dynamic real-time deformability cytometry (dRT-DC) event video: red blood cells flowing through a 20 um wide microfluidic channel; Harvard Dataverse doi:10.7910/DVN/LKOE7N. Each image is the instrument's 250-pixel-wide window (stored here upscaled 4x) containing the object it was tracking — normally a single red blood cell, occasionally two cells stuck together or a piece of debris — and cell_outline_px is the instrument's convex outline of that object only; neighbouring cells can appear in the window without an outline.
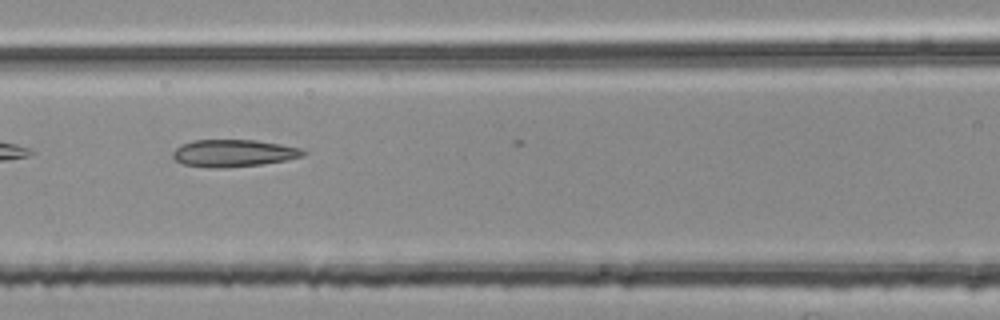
{"species": "common noctule bat (a hibernating species)", "species_latin": "Nyctalus noctula", "temperature_condition": "room temperature", "stored_images_in_passage": 10, "camera_frame_rate_fps": 3000, "um_per_image_px": 0.085, "animal": {"sex": "female", "body_mass_g": 25.1}, "frame": {"image": 1, "passage_image": 8, "time_ms": 2.333, "image_size_px": [1000, 320], "cell_outline_px": [[308, 152], [304, 156], [288, 160], [260, 164], [224, 168], [216, 168], [184, 164], [176, 160], [172, 156], [172, 152], [180, 144], [192, 140], [256, 140], [280, 144], [300, 148]], "centroid_in_image_um": [19.86, 13.01], "position_along_channel_um": 146.7, "area_um2": 20.69}}